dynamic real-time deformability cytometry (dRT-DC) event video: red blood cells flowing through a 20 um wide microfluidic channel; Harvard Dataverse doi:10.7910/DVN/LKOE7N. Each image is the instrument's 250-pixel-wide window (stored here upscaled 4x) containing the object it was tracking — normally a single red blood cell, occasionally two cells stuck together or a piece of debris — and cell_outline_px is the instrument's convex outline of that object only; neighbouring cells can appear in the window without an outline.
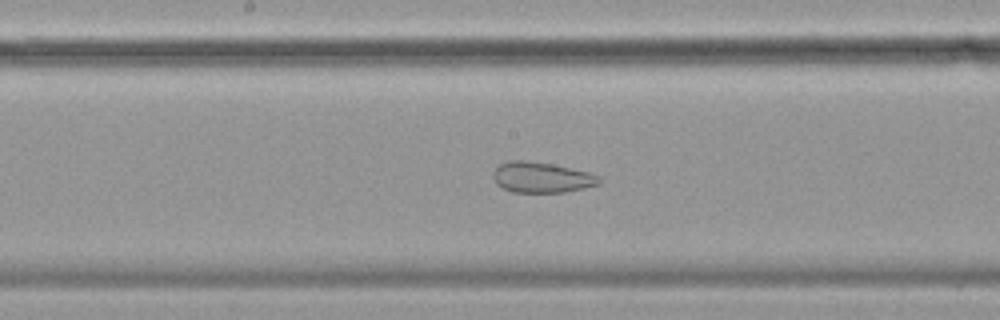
{"species": "common noctule bat (a hibernating species)", "species_latin": "Nyctalus noctula", "temperature_condition": "cold", "stored_images_in_passage": 57, "camera_frame_rate_fps": 3000, "um_per_image_px": 0.085, "animal": {"sex": "female", "body_mass_g": 19.9}, "frame": {"image": 1, "passage_image": 29, "time_ms": 9.333, "image_size_px": [1000, 320], "cell_outline_px": [[604, 180], [600, 184], [584, 188], [564, 192], [512, 192], [500, 188], [496, 184], [492, 176], [492, 172], [500, 164], [508, 160], [524, 160], [552, 164], [588, 172], [600, 176]], "centroid_in_image_um": [46.03, 15.08], "position_along_channel_um": 202.2, "area_um2": 19.13}}
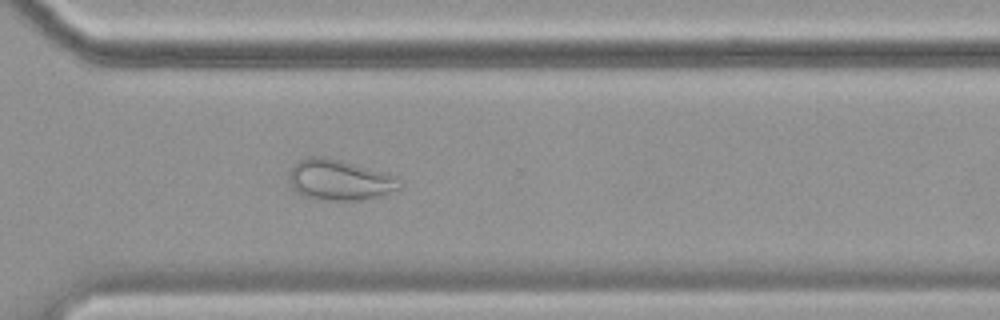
{"frame": {"image": 2, "passage_image": 41, "time_ms": 13.333, "image_size_px": [1000, 320], "cell_outline_px": [[400, 188], [380, 196], [360, 200], [320, 200], [304, 196], [292, 188], [288, 176], [292, 168], [300, 160], [312, 156], [324, 156], [340, 160], [384, 172]], "centroid_in_image_um": [28.76, 15.3], "position_along_channel_um": 341.8, "area_um2": 25.43}}
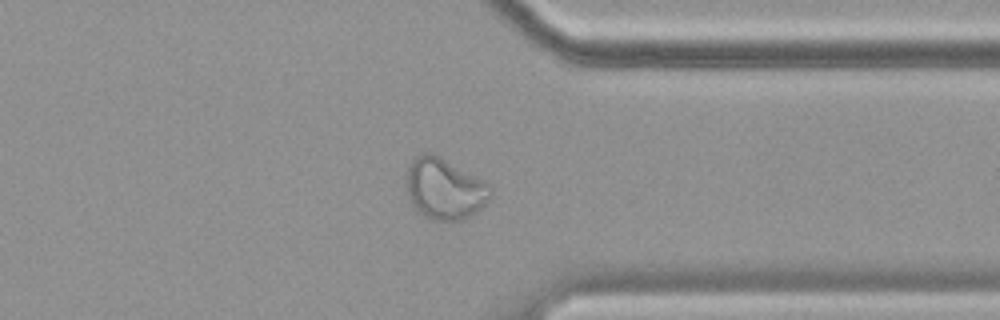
{"frame": {"image": 3, "passage_image": 44, "time_ms": 14.333, "image_size_px": [1000, 320], "cell_outline_px": [[492, 196], [476, 212], [460, 220], [432, 220], [424, 216], [408, 200], [408, 164], [416, 156], [424, 152], [432, 152], [492, 184]], "centroid_in_image_um": [37.81, 16.03], "position_along_channel_um": 373.6, "area_um2": 29.94}, "authors_computed_cell_mechanics": {"area_um2": 29.5358, "velocity_mm_per_s": 3.487, "shape_relaxation_time_tau1_ms": null, "shape_relaxation_time_tau2_ms": 1.2439, "deformation_change_tau1": null, "deformation_change_tau2": 0.0766}}